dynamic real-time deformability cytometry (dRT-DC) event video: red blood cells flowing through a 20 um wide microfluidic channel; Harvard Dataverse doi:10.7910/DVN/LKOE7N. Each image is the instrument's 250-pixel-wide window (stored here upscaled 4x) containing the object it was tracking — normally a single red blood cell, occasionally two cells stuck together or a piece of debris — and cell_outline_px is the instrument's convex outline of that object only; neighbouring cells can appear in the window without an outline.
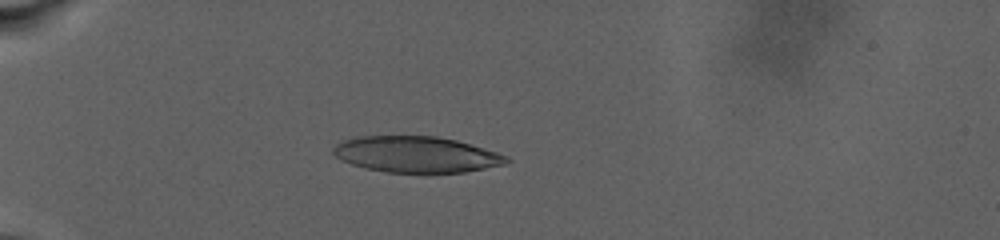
{"species": "human", "species_latin": "Homo sapiens", "temperature_condition": "warm", "stored_images_in_passage": 41, "camera_frame_rate_fps": 3000, "um_per_image_px": 0.085, "donor": {"sex": "male"}, "frame": {"image": 1, "passage_image": 2, "time_ms": 0.333, "image_size_px": [1000, 240], "cell_outline_px": [[512, 160], [504, 164], [464, 172], [388, 172], [364, 168], [340, 160], [332, 152], [332, 148], [336, 144], [344, 140], [360, 136], [436, 136], [456, 140], [496, 152], [508, 156]], "centroid_in_image_um": [35.36, 13.12], "position_along_channel_um": 49.6, "area_um2": 36.18}}
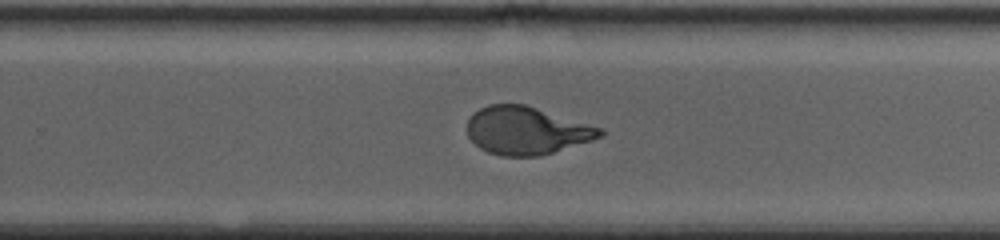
{"frame": {"image": 2, "passage_image": 18, "time_ms": 11.0, "image_size_px": [1000, 240], "cell_outline_px": [[604, 136], [592, 140], [540, 156], [500, 156], [488, 152], [480, 148], [468, 136], [468, 120], [472, 112], [488, 104], [524, 104], [604, 128]], "centroid_in_image_um": [44.76, 11.09], "position_along_channel_um": 285.0, "area_um2": 37.05}}
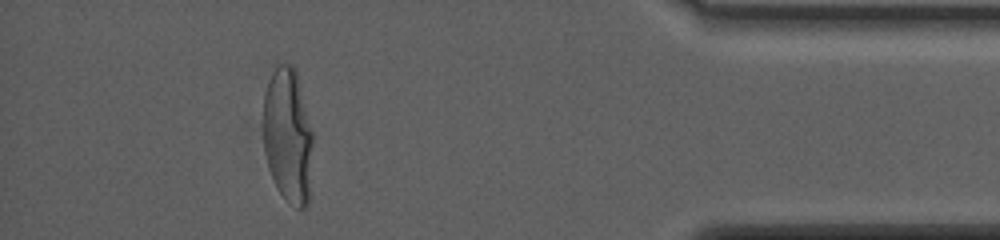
{"frame": {"image": 3, "passage_image": 36, "time_ms": 17.333, "image_size_px": [1000, 240], "cell_outline_px": [[312, 144], [308, 204], [304, 208], [296, 208], [288, 204], [284, 200], [276, 188], [268, 168], [264, 152], [264, 92], [268, 80], [276, 64], [292, 64], [296, 68], [312, 132]], "centroid_in_image_um": [24.45, 11.53], "position_along_channel_um": 410.7, "area_um2": 39.36}, "authors_computed_cell_mechanics": {"area_um2": 38.437, "velocity_mm_per_s": 2.5728, "shape_relaxation_time_tau1_ms": 7.9755, "shape_relaxation_time_tau2_ms": null, "deformation_change_tau1": 0.2528, "deformation_change_tau2": null}}